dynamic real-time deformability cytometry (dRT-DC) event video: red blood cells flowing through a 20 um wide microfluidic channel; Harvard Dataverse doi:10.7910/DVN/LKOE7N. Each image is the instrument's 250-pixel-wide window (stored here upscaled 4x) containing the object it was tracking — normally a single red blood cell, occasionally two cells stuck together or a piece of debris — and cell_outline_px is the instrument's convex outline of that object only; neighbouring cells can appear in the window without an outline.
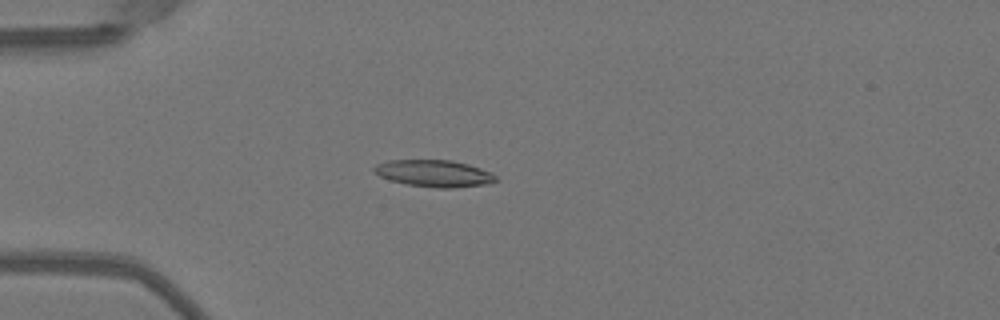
{"species": "Egyptian fruit bat (a non-hibernating species)", "species_latin": "Rousettus aegyptiacus", "temperature_condition": "warm", "stored_images_in_passage": 51, "camera_frame_rate_fps": 3000, "um_per_image_px": 0.085, "animal": {"sex": "female"}, "frame": {"image": 1, "passage_image": 15, "time_ms": 4.667, "image_size_px": [1000, 320], "cell_outline_px": [[496, 180], [488, 184], [456, 188], [436, 188], [408, 184], [392, 180], [380, 176], [372, 168], [376, 164], [388, 160], [452, 160], [468, 164], [492, 172], [496, 176]], "centroid_in_image_um": [36.93, 14.74], "position_along_channel_um": 48.1, "area_um2": 19.02}}
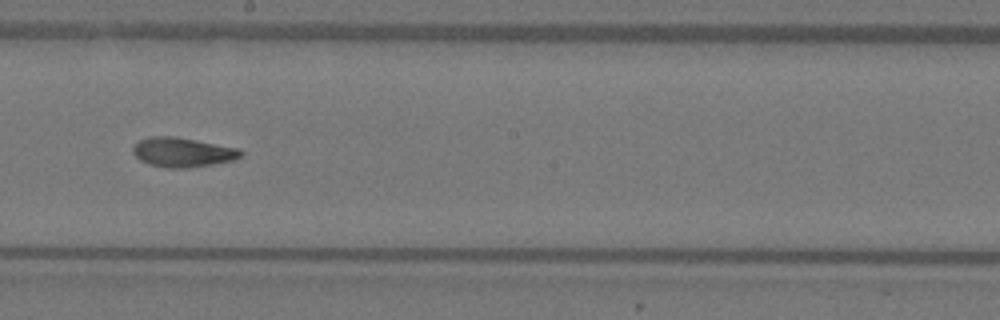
{"frame": {"image": 2, "passage_image": 30, "time_ms": 9.667, "image_size_px": [1000, 320], "cell_outline_px": [[244, 152], [240, 156], [232, 160], [212, 164], [188, 168], [168, 168], [148, 164], [140, 160], [132, 152], [132, 148], [140, 140], [152, 136], [176, 136], [240, 148]], "centroid_in_image_um": [15.52, 12.93], "position_along_channel_um": 232.7, "area_um2": 18.55}}
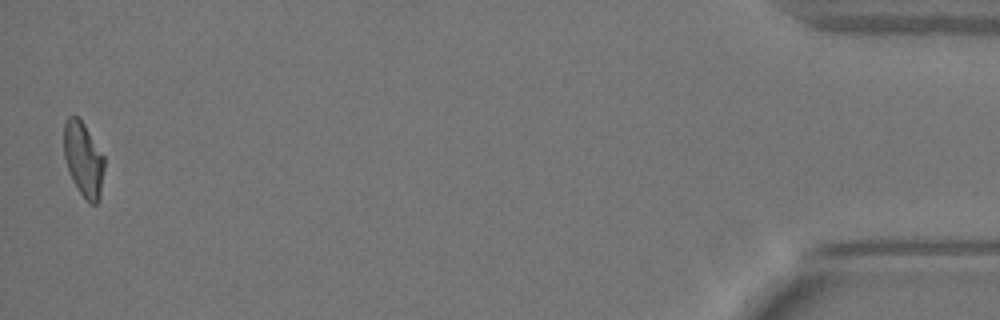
{"frame": {"image": 3, "passage_image": 51, "time_ms": 16.667, "image_size_px": [1000, 320], "cell_outline_px": [[104, 168], [100, 196], [96, 204], [92, 204], [80, 192], [68, 168], [64, 156], [64, 124], [68, 116], [76, 116], [84, 124], [104, 156]], "centroid_in_image_um": [7.1, 13.51], "position_along_channel_um": 428.1, "area_um2": 17.05}, "authors_computed_cell_mechanics": {"area_um2": 18.3804, "velocity_mm_per_s": 4.041, "shape_relaxation_time_tau1_ms": 8.0153, "shape_relaxation_time_tau2_ms": 2.7676, "deformation_change_tau1": 0.2397, "deformation_change_tau2": 0.099}}